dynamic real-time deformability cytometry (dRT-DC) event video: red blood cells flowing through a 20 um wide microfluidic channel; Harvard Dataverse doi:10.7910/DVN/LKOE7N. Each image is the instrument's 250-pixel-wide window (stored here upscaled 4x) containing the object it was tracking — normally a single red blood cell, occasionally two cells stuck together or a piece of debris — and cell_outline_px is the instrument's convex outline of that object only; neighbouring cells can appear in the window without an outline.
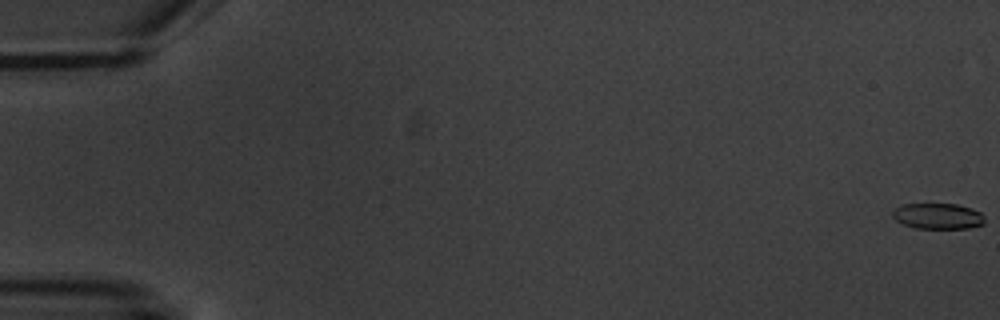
{"species": "common noctule bat (a hibernating species)", "species_latin": "Nyctalus noctula", "temperature_condition": "warm", "stored_images_in_passage": 6, "camera_frame_rate_fps": 3000, "um_per_image_px": 0.085, "animal": {"sex": "male", "body_mass_g": 20.1, "forearm_length_mm": 53.5}, "frame": {"image": 1, "passage_image": 1, "time_ms": 0.0, "image_size_px": [1000, 320], "cell_outline_px": [[984, 224], [968, 228], [916, 228], [904, 224], [896, 220], [892, 216], [892, 208], [904, 204], [956, 204], [972, 208], [980, 212], [984, 216]], "centroid_in_image_um": [79.71, 18.36], "position_along_channel_um": 5.3, "area_um2": 13.87}}
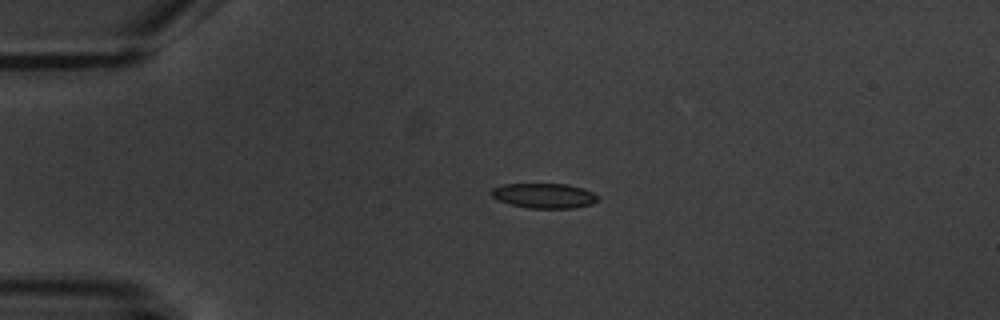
{"frame": {"image": 2, "passage_image": 5, "time_ms": 4.667, "image_size_px": [1000, 320], "cell_outline_px": [[600, 200], [592, 204], [572, 208], [528, 208], [508, 204], [492, 196], [492, 188], [504, 184], [568, 184], [584, 188], [600, 196]], "centroid_in_image_um": [46.31, 16.63], "position_along_channel_um": 38.7, "area_um2": 15.55}}